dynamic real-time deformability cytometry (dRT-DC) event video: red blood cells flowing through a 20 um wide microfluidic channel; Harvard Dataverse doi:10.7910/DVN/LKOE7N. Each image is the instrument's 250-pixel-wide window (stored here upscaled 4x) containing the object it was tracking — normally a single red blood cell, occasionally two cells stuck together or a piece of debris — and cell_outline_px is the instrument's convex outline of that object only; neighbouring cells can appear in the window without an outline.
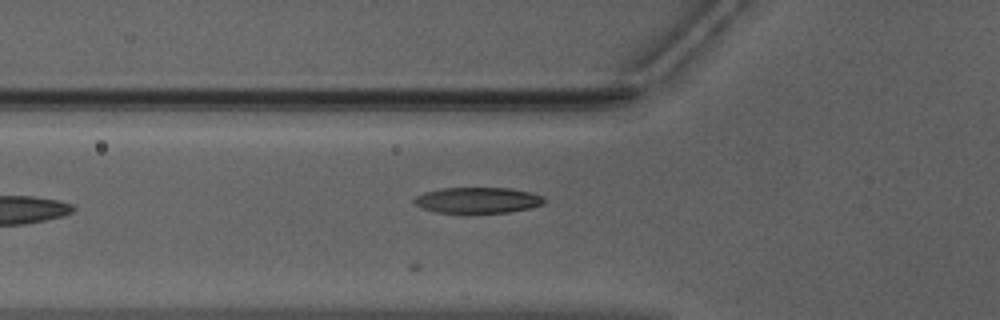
{"species": "Egyptian fruit bat (a non-hibernating species)", "species_latin": "Rousettus aegyptiacus", "temperature_condition": "warm", "stored_images_in_passage": 12, "camera_frame_rate_fps": 3000, "um_per_image_px": 0.085, "animal": {"sex": "male"}, "frame": {"image": 1, "passage_image": 2, "time_ms": 0.333, "image_size_px": [1000, 320], "cell_outline_px": [[548, 200], [544, 204], [528, 208], [508, 212], [436, 212], [424, 208], [416, 204], [412, 200], [416, 196], [424, 192], [440, 188], [508, 188], [528, 192], [544, 196]], "centroid_in_image_um": [40.62, 17.0], "position_along_channel_um": 85.2, "area_um2": 19.36}}
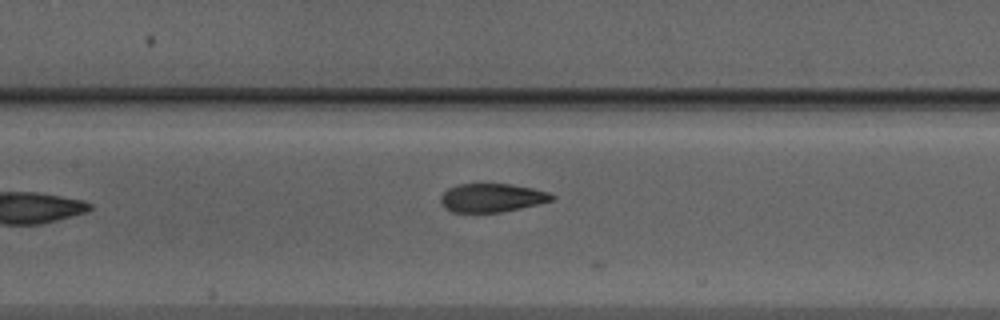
{"frame": {"image": 2, "passage_image": 8, "time_ms": 2.333, "image_size_px": [1000, 320], "cell_outline_px": [[556, 196], [552, 200], [520, 208], [500, 212], [452, 212], [444, 208], [440, 204], [440, 196], [448, 188], [460, 184], [512, 184], [532, 188], [548, 192]], "centroid_in_image_um": [41.77, 16.81], "position_along_channel_um": 165.6, "area_um2": 18.44}}
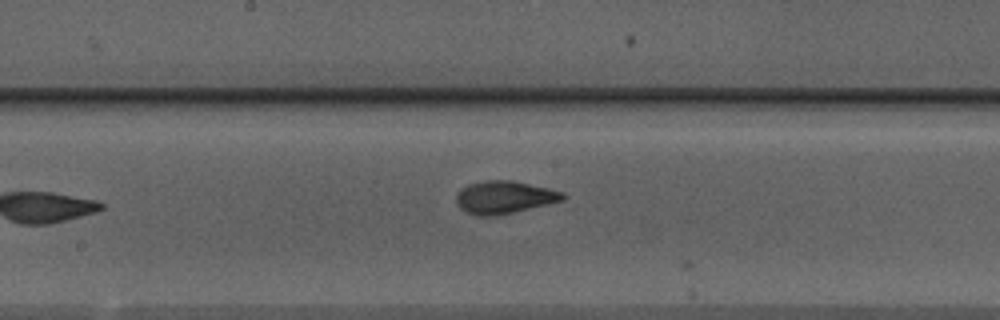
{"frame": {"image": 3, "passage_image": 11, "time_ms": 3.333, "image_size_px": [1000, 320], "cell_outline_px": [[568, 196], [564, 200], [548, 204], [496, 216], [476, 216], [464, 212], [456, 204], [456, 196], [468, 184], [484, 180], [512, 180], [548, 188], [564, 192]], "centroid_in_image_um": [42.87, 16.77], "position_along_channel_um": 205.3, "area_um2": 20.4}}